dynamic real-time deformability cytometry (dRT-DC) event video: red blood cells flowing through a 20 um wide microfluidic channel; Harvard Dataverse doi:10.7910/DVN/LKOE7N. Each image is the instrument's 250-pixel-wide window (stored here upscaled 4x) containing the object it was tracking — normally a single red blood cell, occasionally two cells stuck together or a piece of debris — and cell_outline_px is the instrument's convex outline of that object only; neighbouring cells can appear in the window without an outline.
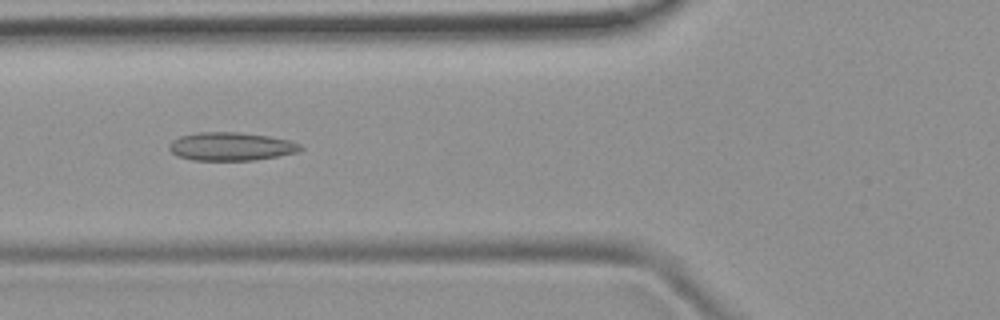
{"species": "common noctule bat (a hibernating species)", "species_latin": "Nyctalus noctula", "temperature_condition": "room temperature", "stored_images_in_passage": 40, "camera_frame_rate_fps": 3000, "um_per_image_px": 0.085, "animal": {"sex": "female", "body_mass_g": 19.9}, "frame": {"image": 1, "passage_image": 7, "time_ms": 2.0, "image_size_px": [1000, 320], "cell_outline_px": [[304, 148], [296, 152], [256, 160], [192, 160], [176, 156], [168, 148], [172, 140], [180, 136], [196, 132], [240, 132], [268, 136], [292, 140], [300, 144]], "centroid_in_image_um": [19.63, 12.44], "position_along_channel_um": 106.2, "area_um2": 21.73}}
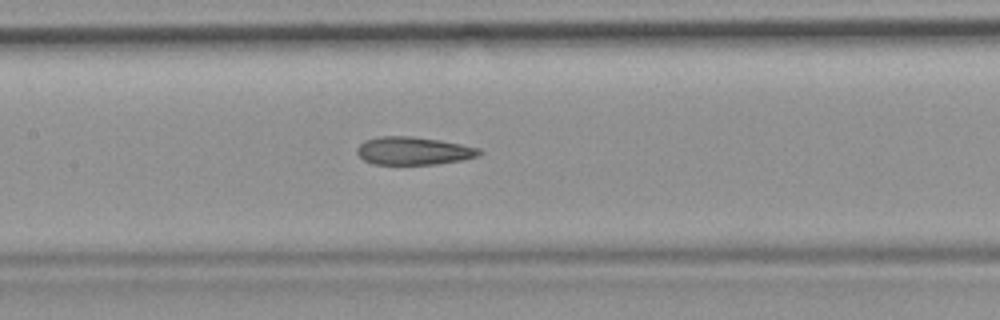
{"frame": {"image": 2, "passage_image": 12, "time_ms": 3.667, "image_size_px": [1000, 320], "cell_outline_px": [[484, 152], [480, 156], [464, 160], [436, 164], [372, 164], [364, 160], [356, 152], [356, 148], [364, 140], [376, 136], [412, 136], [440, 140], [480, 148]], "centroid_in_image_um": [35.16, 12.82], "position_along_channel_um": 172.2, "area_um2": 20.17}, "authors_computed_cell_mechanics": {"area_um2": 20.4323, "velocity_mm_per_s": 3.959, "shape_relaxation_time_tau1_ms": null, "shape_relaxation_time_tau2_ms": 3.0152, "deformation_change_tau1": null, "deformation_change_tau2": 0.1124}}